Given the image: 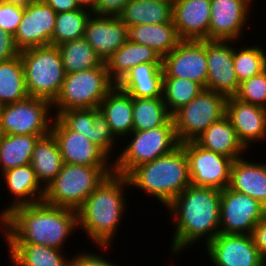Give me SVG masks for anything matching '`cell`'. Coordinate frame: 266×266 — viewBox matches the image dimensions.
<instances>
[{
    "mask_svg": "<svg viewBox=\"0 0 266 266\" xmlns=\"http://www.w3.org/2000/svg\"><path fill=\"white\" fill-rule=\"evenodd\" d=\"M77 228V210L41 201L10 211L3 218L2 236L5 243H33L64 250V243Z\"/></svg>",
    "mask_w": 266,
    "mask_h": 266,
    "instance_id": "obj_1",
    "label": "cell"
},
{
    "mask_svg": "<svg viewBox=\"0 0 266 266\" xmlns=\"http://www.w3.org/2000/svg\"><path fill=\"white\" fill-rule=\"evenodd\" d=\"M220 198L219 189L189 185L166 207L172 225H176L170 246L172 256L202 238L207 246L220 233Z\"/></svg>",
    "mask_w": 266,
    "mask_h": 266,
    "instance_id": "obj_2",
    "label": "cell"
},
{
    "mask_svg": "<svg viewBox=\"0 0 266 266\" xmlns=\"http://www.w3.org/2000/svg\"><path fill=\"white\" fill-rule=\"evenodd\" d=\"M129 187L126 176L113 172L77 210L78 227L87 233V238L89 237L101 250L112 245L111 242L121 226L120 223L127 209L124 192H126L125 189H130Z\"/></svg>",
    "mask_w": 266,
    "mask_h": 266,
    "instance_id": "obj_3",
    "label": "cell"
},
{
    "mask_svg": "<svg viewBox=\"0 0 266 266\" xmlns=\"http://www.w3.org/2000/svg\"><path fill=\"white\" fill-rule=\"evenodd\" d=\"M131 188L158 199L167 207L189 185V161L180 145L171 153L139 165L127 176Z\"/></svg>",
    "mask_w": 266,
    "mask_h": 266,
    "instance_id": "obj_4",
    "label": "cell"
},
{
    "mask_svg": "<svg viewBox=\"0 0 266 266\" xmlns=\"http://www.w3.org/2000/svg\"><path fill=\"white\" fill-rule=\"evenodd\" d=\"M113 172V166L63 163L61 171L45 189L43 201L49 205L78 210L87 197Z\"/></svg>",
    "mask_w": 266,
    "mask_h": 266,
    "instance_id": "obj_5",
    "label": "cell"
},
{
    "mask_svg": "<svg viewBox=\"0 0 266 266\" xmlns=\"http://www.w3.org/2000/svg\"><path fill=\"white\" fill-rule=\"evenodd\" d=\"M29 97L49 100L58 96L65 70L57 46L32 47L20 51Z\"/></svg>",
    "mask_w": 266,
    "mask_h": 266,
    "instance_id": "obj_6",
    "label": "cell"
},
{
    "mask_svg": "<svg viewBox=\"0 0 266 266\" xmlns=\"http://www.w3.org/2000/svg\"><path fill=\"white\" fill-rule=\"evenodd\" d=\"M129 135L131 141L128 140L129 143L124 150L118 151V157L112 159L114 173L124 176L139 165L169 154L180 146L173 118L164 126L146 131H133Z\"/></svg>",
    "mask_w": 266,
    "mask_h": 266,
    "instance_id": "obj_7",
    "label": "cell"
},
{
    "mask_svg": "<svg viewBox=\"0 0 266 266\" xmlns=\"http://www.w3.org/2000/svg\"><path fill=\"white\" fill-rule=\"evenodd\" d=\"M115 85L108 75L105 62L90 70L66 74L61 90L52 102L56 112L53 115L68 109L98 108Z\"/></svg>",
    "mask_w": 266,
    "mask_h": 266,
    "instance_id": "obj_8",
    "label": "cell"
},
{
    "mask_svg": "<svg viewBox=\"0 0 266 266\" xmlns=\"http://www.w3.org/2000/svg\"><path fill=\"white\" fill-rule=\"evenodd\" d=\"M226 100L224 94L203 89L178 109L172 118L179 142L195 141L209 125L224 117Z\"/></svg>",
    "mask_w": 266,
    "mask_h": 266,
    "instance_id": "obj_9",
    "label": "cell"
},
{
    "mask_svg": "<svg viewBox=\"0 0 266 266\" xmlns=\"http://www.w3.org/2000/svg\"><path fill=\"white\" fill-rule=\"evenodd\" d=\"M51 109L52 103L49 100L37 97H28L19 102L0 106V127L3 134L48 135L54 118L50 113Z\"/></svg>",
    "mask_w": 266,
    "mask_h": 266,
    "instance_id": "obj_10",
    "label": "cell"
},
{
    "mask_svg": "<svg viewBox=\"0 0 266 266\" xmlns=\"http://www.w3.org/2000/svg\"><path fill=\"white\" fill-rule=\"evenodd\" d=\"M265 213L266 207L255 198L229 187L221 190L220 233L251 235Z\"/></svg>",
    "mask_w": 266,
    "mask_h": 266,
    "instance_id": "obj_11",
    "label": "cell"
},
{
    "mask_svg": "<svg viewBox=\"0 0 266 266\" xmlns=\"http://www.w3.org/2000/svg\"><path fill=\"white\" fill-rule=\"evenodd\" d=\"M189 161L191 185L223 190L229 186L233 160L206 150L195 141L180 143Z\"/></svg>",
    "mask_w": 266,
    "mask_h": 266,
    "instance_id": "obj_12",
    "label": "cell"
},
{
    "mask_svg": "<svg viewBox=\"0 0 266 266\" xmlns=\"http://www.w3.org/2000/svg\"><path fill=\"white\" fill-rule=\"evenodd\" d=\"M162 68L164 77L189 79L206 89V40H181L162 58Z\"/></svg>",
    "mask_w": 266,
    "mask_h": 266,
    "instance_id": "obj_13",
    "label": "cell"
},
{
    "mask_svg": "<svg viewBox=\"0 0 266 266\" xmlns=\"http://www.w3.org/2000/svg\"><path fill=\"white\" fill-rule=\"evenodd\" d=\"M205 248L214 266H266L251 235L219 233Z\"/></svg>",
    "mask_w": 266,
    "mask_h": 266,
    "instance_id": "obj_14",
    "label": "cell"
},
{
    "mask_svg": "<svg viewBox=\"0 0 266 266\" xmlns=\"http://www.w3.org/2000/svg\"><path fill=\"white\" fill-rule=\"evenodd\" d=\"M56 14L43 0L24 7V14L14 34L16 47L21 51L32 47L52 46Z\"/></svg>",
    "mask_w": 266,
    "mask_h": 266,
    "instance_id": "obj_15",
    "label": "cell"
},
{
    "mask_svg": "<svg viewBox=\"0 0 266 266\" xmlns=\"http://www.w3.org/2000/svg\"><path fill=\"white\" fill-rule=\"evenodd\" d=\"M230 42L233 41L206 40V89L226 97L235 96L240 88L233 66V47Z\"/></svg>",
    "mask_w": 266,
    "mask_h": 266,
    "instance_id": "obj_16",
    "label": "cell"
},
{
    "mask_svg": "<svg viewBox=\"0 0 266 266\" xmlns=\"http://www.w3.org/2000/svg\"><path fill=\"white\" fill-rule=\"evenodd\" d=\"M252 1L211 0L208 40L239 41L251 14Z\"/></svg>",
    "mask_w": 266,
    "mask_h": 266,
    "instance_id": "obj_17",
    "label": "cell"
},
{
    "mask_svg": "<svg viewBox=\"0 0 266 266\" xmlns=\"http://www.w3.org/2000/svg\"><path fill=\"white\" fill-rule=\"evenodd\" d=\"M51 133L57 140L63 163L113 166L109 156L99 146L78 132L68 130L56 117L51 124Z\"/></svg>",
    "mask_w": 266,
    "mask_h": 266,
    "instance_id": "obj_18",
    "label": "cell"
},
{
    "mask_svg": "<svg viewBox=\"0 0 266 266\" xmlns=\"http://www.w3.org/2000/svg\"><path fill=\"white\" fill-rule=\"evenodd\" d=\"M225 116L236 131L239 141L247 149L250 144L266 139V108L245 103L235 96L227 97Z\"/></svg>",
    "mask_w": 266,
    "mask_h": 266,
    "instance_id": "obj_19",
    "label": "cell"
},
{
    "mask_svg": "<svg viewBox=\"0 0 266 266\" xmlns=\"http://www.w3.org/2000/svg\"><path fill=\"white\" fill-rule=\"evenodd\" d=\"M84 39L105 62L129 39L128 27L119 17L91 14Z\"/></svg>",
    "mask_w": 266,
    "mask_h": 266,
    "instance_id": "obj_20",
    "label": "cell"
},
{
    "mask_svg": "<svg viewBox=\"0 0 266 266\" xmlns=\"http://www.w3.org/2000/svg\"><path fill=\"white\" fill-rule=\"evenodd\" d=\"M211 0H175L172 21L181 40H208Z\"/></svg>",
    "mask_w": 266,
    "mask_h": 266,
    "instance_id": "obj_21",
    "label": "cell"
},
{
    "mask_svg": "<svg viewBox=\"0 0 266 266\" xmlns=\"http://www.w3.org/2000/svg\"><path fill=\"white\" fill-rule=\"evenodd\" d=\"M2 179L13 197L10 206L0 213V231H3V218L14 208L43 201L45 188L40 184L31 164L19 166L3 172ZM4 177V178H3Z\"/></svg>",
    "mask_w": 266,
    "mask_h": 266,
    "instance_id": "obj_22",
    "label": "cell"
},
{
    "mask_svg": "<svg viewBox=\"0 0 266 266\" xmlns=\"http://www.w3.org/2000/svg\"><path fill=\"white\" fill-rule=\"evenodd\" d=\"M162 62H145L132 67L116 84L135 98L163 97Z\"/></svg>",
    "mask_w": 266,
    "mask_h": 266,
    "instance_id": "obj_23",
    "label": "cell"
},
{
    "mask_svg": "<svg viewBox=\"0 0 266 266\" xmlns=\"http://www.w3.org/2000/svg\"><path fill=\"white\" fill-rule=\"evenodd\" d=\"M245 157L233 160L229 188L255 198L266 207V162H254Z\"/></svg>",
    "mask_w": 266,
    "mask_h": 266,
    "instance_id": "obj_24",
    "label": "cell"
},
{
    "mask_svg": "<svg viewBox=\"0 0 266 266\" xmlns=\"http://www.w3.org/2000/svg\"><path fill=\"white\" fill-rule=\"evenodd\" d=\"M98 108L117 139L124 141L123 137L133 132V97L117 85L107 93Z\"/></svg>",
    "mask_w": 266,
    "mask_h": 266,
    "instance_id": "obj_25",
    "label": "cell"
},
{
    "mask_svg": "<svg viewBox=\"0 0 266 266\" xmlns=\"http://www.w3.org/2000/svg\"><path fill=\"white\" fill-rule=\"evenodd\" d=\"M195 142L206 150L222 154L232 160L241 158L248 152L226 116L209 125Z\"/></svg>",
    "mask_w": 266,
    "mask_h": 266,
    "instance_id": "obj_26",
    "label": "cell"
},
{
    "mask_svg": "<svg viewBox=\"0 0 266 266\" xmlns=\"http://www.w3.org/2000/svg\"><path fill=\"white\" fill-rule=\"evenodd\" d=\"M145 62H162L160 55L146 45L127 40L106 61L110 79L117 84L134 66Z\"/></svg>",
    "mask_w": 266,
    "mask_h": 266,
    "instance_id": "obj_27",
    "label": "cell"
},
{
    "mask_svg": "<svg viewBox=\"0 0 266 266\" xmlns=\"http://www.w3.org/2000/svg\"><path fill=\"white\" fill-rule=\"evenodd\" d=\"M128 35L131 41L152 48L161 58L170 53L181 41L172 20L164 24L129 27Z\"/></svg>",
    "mask_w": 266,
    "mask_h": 266,
    "instance_id": "obj_28",
    "label": "cell"
},
{
    "mask_svg": "<svg viewBox=\"0 0 266 266\" xmlns=\"http://www.w3.org/2000/svg\"><path fill=\"white\" fill-rule=\"evenodd\" d=\"M31 166L41 185L46 189L61 171L63 160L57 140L50 132L35 143Z\"/></svg>",
    "mask_w": 266,
    "mask_h": 266,
    "instance_id": "obj_29",
    "label": "cell"
},
{
    "mask_svg": "<svg viewBox=\"0 0 266 266\" xmlns=\"http://www.w3.org/2000/svg\"><path fill=\"white\" fill-rule=\"evenodd\" d=\"M13 266H69L63 250L33 243H6Z\"/></svg>",
    "mask_w": 266,
    "mask_h": 266,
    "instance_id": "obj_30",
    "label": "cell"
},
{
    "mask_svg": "<svg viewBox=\"0 0 266 266\" xmlns=\"http://www.w3.org/2000/svg\"><path fill=\"white\" fill-rule=\"evenodd\" d=\"M119 18L128 28L169 23L172 20V5L156 0H130Z\"/></svg>",
    "mask_w": 266,
    "mask_h": 266,
    "instance_id": "obj_31",
    "label": "cell"
},
{
    "mask_svg": "<svg viewBox=\"0 0 266 266\" xmlns=\"http://www.w3.org/2000/svg\"><path fill=\"white\" fill-rule=\"evenodd\" d=\"M28 97L21 56L0 62V106Z\"/></svg>",
    "mask_w": 266,
    "mask_h": 266,
    "instance_id": "obj_32",
    "label": "cell"
},
{
    "mask_svg": "<svg viewBox=\"0 0 266 266\" xmlns=\"http://www.w3.org/2000/svg\"><path fill=\"white\" fill-rule=\"evenodd\" d=\"M43 136L4 135L0 142L1 174L7 170L30 164L35 143Z\"/></svg>",
    "mask_w": 266,
    "mask_h": 266,
    "instance_id": "obj_33",
    "label": "cell"
},
{
    "mask_svg": "<svg viewBox=\"0 0 266 266\" xmlns=\"http://www.w3.org/2000/svg\"><path fill=\"white\" fill-rule=\"evenodd\" d=\"M57 48L66 74L90 70L103 63L84 37L64 42Z\"/></svg>",
    "mask_w": 266,
    "mask_h": 266,
    "instance_id": "obj_34",
    "label": "cell"
},
{
    "mask_svg": "<svg viewBox=\"0 0 266 266\" xmlns=\"http://www.w3.org/2000/svg\"><path fill=\"white\" fill-rule=\"evenodd\" d=\"M171 118L163 97H133V131H146L164 126Z\"/></svg>",
    "mask_w": 266,
    "mask_h": 266,
    "instance_id": "obj_35",
    "label": "cell"
},
{
    "mask_svg": "<svg viewBox=\"0 0 266 266\" xmlns=\"http://www.w3.org/2000/svg\"><path fill=\"white\" fill-rule=\"evenodd\" d=\"M91 14L90 10L84 8L57 13L52 34V46L84 37L86 24Z\"/></svg>",
    "mask_w": 266,
    "mask_h": 266,
    "instance_id": "obj_36",
    "label": "cell"
},
{
    "mask_svg": "<svg viewBox=\"0 0 266 266\" xmlns=\"http://www.w3.org/2000/svg\"><path fill=\"white\" fill-rule=\"evenodd\" d=\"M204 88L197 82L185 78L164 77L163 100L173 115L182 106L193 100Z\"/></svg>",
    "mask_w": 266,
    "mask_h": 266,
    "instance_id": "obj_37",
    "label": "cell"
},
{
    "mask_svg": "<svg viewBox=\"0 0 266 266\" xmlns=\"http://www.w3.org/2000/svg\"><path fill=\"white\" fill-rule=\"evenodd\" d=\"M259 44L244 48L233 46V66L239 83L266 69V50Z\"/></svg>",
    "mask_w": 266,
    "mask_h": 266,
    "instance_id": "obj_38",
    "label": "cell"
},
{
    "mask_svg": "<svg viewBox=\"0 0 266 266\" xmlns=\"http://www.w3.org/2000/svg\"><path fill=\"white\" fill-rule=\"evenodd\" d=\"M99 108H80L60 111L55 117L71 131L78 132L93 142V120Z\"/></svg>",
    "mask_w": 266,
    "mask_h": 266,
    "instance_id": "obj_39",
    "label": "cell"
},
{
    "mask_svg": "<svg viewBox=\"0 0 266 266\" xmlns=\"http://www.w3.org/2000/svg\"><path fill=\"white\" fill-rule=\"evenodd\" d=\"M235 97L242 102L266 108V69L240 83Z\"/></svg>",
    "mask_w": 266,
    "mask_h": 266,
    "instance_id": "obj_40",
    "label": "cell"
},
{
    "mask_svg": "<svg viewBox=\"0 0 266 266\" xmlns=\"http://www.w3.org/2000/svg\"><path fill=\"white\" fill-rule=\"evenodd\" d=\"M117 143V138L113 135L105 116L99 110L94 115L93 120V143L99 146L110 158ZM111 154V155H110Z\"/></svg>",
    "mask_w": 266,
    "mask_h": 266,
    "instance_id": "obj_41",
    "label": "cell"
},
{
    "mask_svg": "<svg viewBox=\"0 0 266 266\" xmlns=\"http://www.w3.org/2000/svg\"><path fill=\"white\" fill-rule=\"evenodd\" d=\"M24 14V7L0 0V28L14 36Z\"/></svg>",
    "mask_w": 266,
    "mask_h": 266,
    "instance_id": "obj_42",
    "label": "cell"
},
{
    "mask_svg": "<svg viewBox=\"0 0 266 266\" xmlns=\"http://www.w3.org/2000/svg\"><path fill=\"white\" fill-rule=\"evenodd\" d=\"M69 266H119L112 263L108 259L104 258V255H99L98 253L91 252H79L78 254L70 257Z\"/></svg>",
    "mask_w": 266,
    "mask_h": 266,
    "instance_id": "obj_43",
    "label": "cell"
},
{
    "mask_svg": "<svg viewBox=\"0 0 266 266\" xmlns=\"http://www.w3.org/2000/svg\"><path fill=\"white\" fill-rule=\"evenodd\" d=\"M128 1L130 0H97L96 7L92 13L95 15L119 17Z\"/></svg>",
    "mask_w": 266,
    "mask_h": 266,
    "instance_id": "obj_44",
    "label": "cell"
},
{
    "mask_svg": "<svg viewBox=\"0 0 266 266\" xmlns=\"http://www.w3.org/2000/svg\"><path fill=\"white\" fill-rule=\"evenodd\" d=\"M20 55L16 47L14 36L0 28V62L15 58Z\"/></svg>",
    "mask_w": 266,
    "mask_h": 266,
    "instance_id": "obj_45",
    "label": "cell"
},
{
    "mask_svg": "<svg viewBox=\"0 0 266 266\" xmlns=\"http://www.w3.org/2000/svg\"><path fill=\"white\" fill-rule=\"evenodd\" d=\"M251 236L260 255L266 260V213L252 230Z\"/></svg>",
    "mask_w": 266,
    "mask_h": 266,
    "instance_id": "obj_46",
    "label": "cell"
},
{
    "mask_svg": "<svg viewBox=\"0 0 266 266\" xmlns=\"http://www.w3.org/2000/svg\"><path fill=\"white\" fill-rule=\"evenodd\" d=\"M56 13L81 9L77 0H43Z\"/></svg>",
    "mask_w": 266,
    "mask_h": 266,
    "instance_id": "obj_47",
    "label": "cell"
},
{
    "mask_svg": "<svg viewBox=\"0 0 266 266\" xmlns=\"http://www.w3.org/2000/svg\"><path fill=\"white\" fill-rule=\"evenodd\" d=\"M77 1L81 8L90 10L91 12L95 9L97 3V0H77Z\"/></svg>",
    "mask_w": 266,
    "mask_h": 266,
    "instance_id": "obj_48",
    "label": "cell"
},
{
    "mask_svg": "<svg viewBox=\"0 0 266 266\" xmlns=\"http://www.w3.org/2000/svg\"><path fill=\"white\" fill-rule=\"evenodd\" d=\"M3 1H5L7 3H12L14 5H19L22 7H27L31 3L38 1V0H3Z\"/></svg>",
    "mask_w": 266,
    "mask_h": 266,
    "instance_id": "obj_49",
    "label": "cell"
},
{
    "mask_svg": "<svg viewBox=\"0 0 266 266\" xmlns=\"http://www.w3.org/2000/svg\"><path fill=\"white\" fill-rule=\"evenodd\" d=\"M156 1L170 3L171 5H173V3L175 2V0H156Z\"/></svg>",
    "mask_w": 266,
    "mask_h": 266,
    "instance_id": "obj_50",
    "label": "cell"
},
{
    "mask_svg": "<svg viewBox=\"0 0 266 266\" xmlns=\"http://www.w3.org/2000/svg\"><path fill=\"white\" fill-rule=\"evenodd\" d=\"M3 136L4 134H3L2 128L0 127V142L2 141Z\"/></svg>",
    "mask_w": 266,
    "mask_h": 266,
    "instance_id": "obj_51",
    "label": "cell"
}]
</instances>
